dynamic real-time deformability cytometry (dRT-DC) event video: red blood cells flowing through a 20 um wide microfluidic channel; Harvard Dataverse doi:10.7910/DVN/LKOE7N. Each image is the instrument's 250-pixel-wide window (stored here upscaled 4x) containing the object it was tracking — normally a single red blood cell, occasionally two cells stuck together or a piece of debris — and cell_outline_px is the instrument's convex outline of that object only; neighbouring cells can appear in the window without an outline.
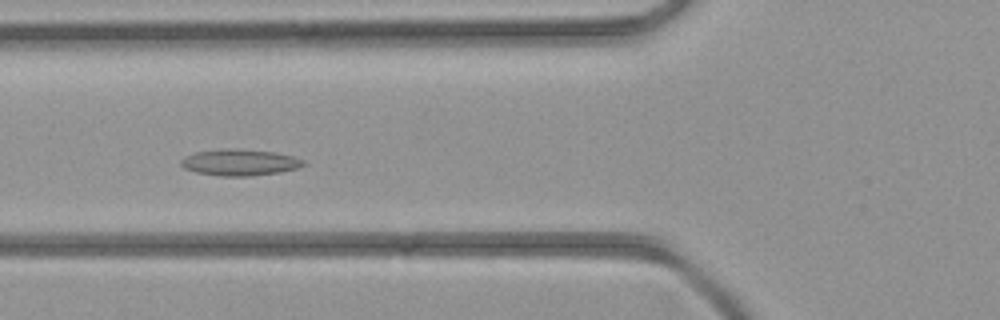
{"species": "common noctule bat (a hibernating species)", "species_latin": "Nyctalus noctula", "temperature_condition": "room temperature", "stored_images_in_passage": 24, "camera_frame_rate_fps": 3000, "um_per_image_px": 0.085, "animal": {"sex": "female", "body_mass_g": 21.9}, "frame": {"image": 1, "passage_image": 3, "time_ms": 0.667, "image_size_px": [1000, 320], "cell_outline_px": [[304, 164], [300, 168], [280, 172], [252, 176], [220, 176], [196, 172], [184, 168], [180, 164], [180, 160], [184, 156], [196, 152], [224, 148], [236, 148], [276, 152], [292, 156], [304, 160]], "centroid_in_image_um": [20.37, 13.8], "position_along_channel_um": 105.4, "area_um2": 19.02}}
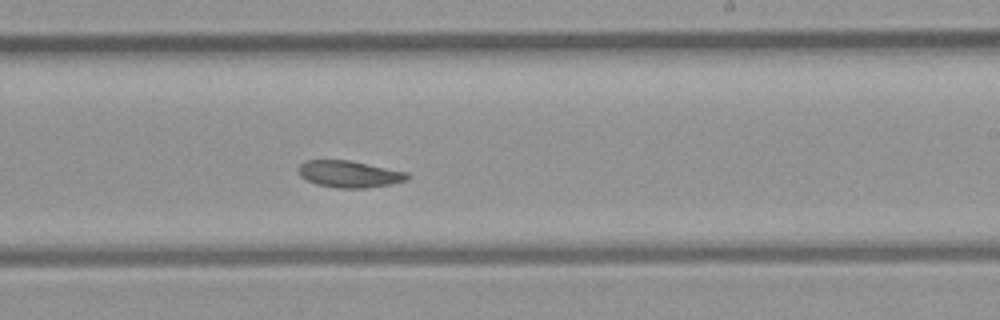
{"frame": {"image": 2, "passage_image": 13, "time_ms": 4.0, "image_size_px": [1000, 320], "cell_outline_px": [[408, 180], [388, 184], [364, 188], [336, 188], [316, 184], [300, 176], [300, 164], [304, 160], [348, 160], [408, 172]], "centroid_in_image_um": [29.68, 14.79], "position_along_channel_um": 259.3, "area_um2": 16.76}}
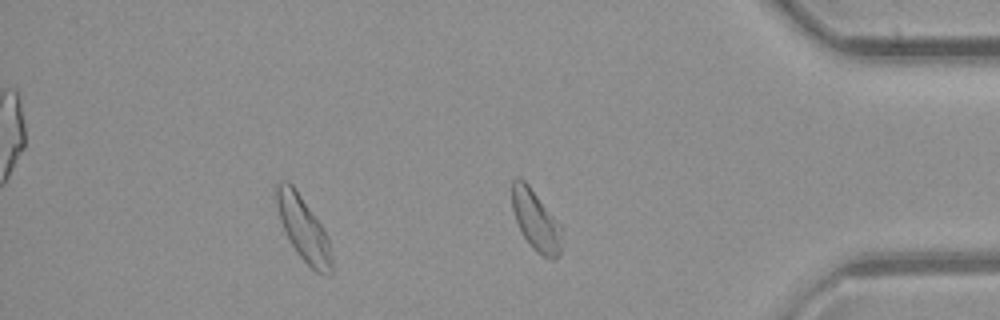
{"frame": {"image": 3, "passage_image": 23, "time_ms": 7.333, "image_size_px": [1000, 320], "cell_outline_px": [[332, 272], [328, 276], [316, 272], [296, 252], [288, 240], [284, 232], [276, 208], [276, 184], [284, 180], [288, 180], [292, 184], [324, 228], [328, 240], [332, 260]], "centroid_in_image_um": [25.77, 19.44], "position_along_channel_um": 409.4, "area_um2": 20.69}}